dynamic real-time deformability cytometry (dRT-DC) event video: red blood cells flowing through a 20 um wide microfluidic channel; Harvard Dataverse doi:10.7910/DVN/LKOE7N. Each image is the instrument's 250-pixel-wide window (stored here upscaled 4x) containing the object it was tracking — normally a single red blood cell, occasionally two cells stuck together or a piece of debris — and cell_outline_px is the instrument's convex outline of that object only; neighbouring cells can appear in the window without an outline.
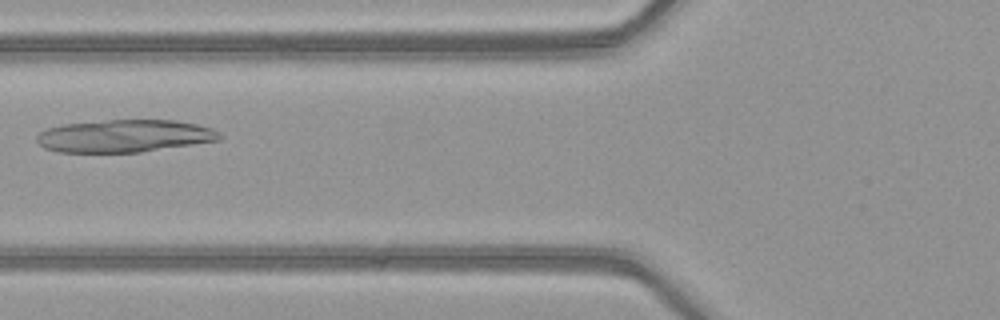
{"species": "common noctule bat (a hibernating species)", "species_latin": "Nyctalus noctula", "temperature_condition": "warm", "stored_images_in_passage": 4, "camera_frame_rate_fps": 3000, "um_per_image_px": 0.085, "animal": {"sex": "female", "body_mass_g": 21.9}, "frame": {"image": 1, "passage_image": 4, "time_ms": 1.0, "image_size_px": [1000, 320], "cell_outline_px": [[220, 140], [140, 152], [56, 152], [44, 148], [36, 140], [36, 136], [40, 132], [48, 128], [64, 124], [108, 120], [176, 120], [196, 124], [212, 128], [220, 132]], "centroid_in_image_um": [10.57, 11.56], "position_along_channel_um": 115.2, "area_um2": 34.56}}